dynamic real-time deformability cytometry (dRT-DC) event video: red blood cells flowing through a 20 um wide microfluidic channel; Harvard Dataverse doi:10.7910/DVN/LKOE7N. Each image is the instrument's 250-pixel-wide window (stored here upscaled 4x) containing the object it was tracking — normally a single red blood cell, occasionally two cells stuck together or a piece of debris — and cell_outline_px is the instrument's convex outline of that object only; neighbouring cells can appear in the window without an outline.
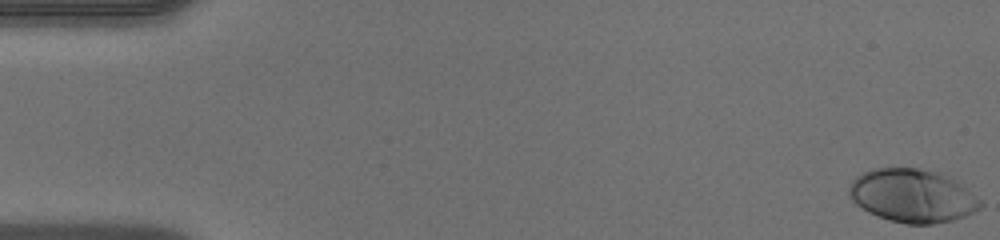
{"species": "human", "species_latin": "Homo sapiens", "temperature_condition": "warm", "stored_images_in_passage": 48, "camera_frame_rate_fps": 3000, "um_per_image_px": 0.085, "donor": {"sex": "male"}, "frame": {"image": 1, "passage_image": 1, "time_ms": 0.0, "image_size_px": [1000, 240], "cell_outline_px": [[984, 204], [980, 208], [964, 216], [952, 220], [932, 224], [908, 224], [888, 220], [868, 212], [856, 204], [848, 196], [848, 188], [852, 180], [856, 176], [864, 172], [876, 168], [916, 168], [932, 172], [956, 180], [980, 200]], "centroid_in_image_um": [77.51, 16.65], "position_along_channel_um": 7.5, "area_um2": 40.4}}
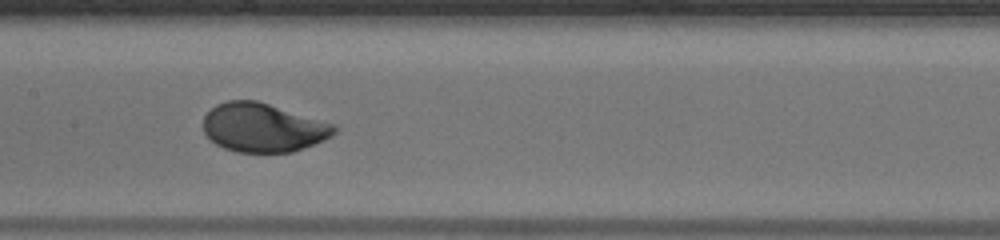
{"frame": {"image": 2, "passage_image": 24, "time_ms": 7.667, "image_size_px": [1000, 240], "cell_outline_px": [[340, 128], [332, 136], [324, 140], [292, 152], [236, 152], [224, 148], [216, 144], [204, 132], [204, 116], [216, 104], [228, 100], [256, 100], [336, 124]], "centroid_in_image_um": [22.39, 10.84], "position_along_channel_um": 185.0, "area_um2": 37.28}}
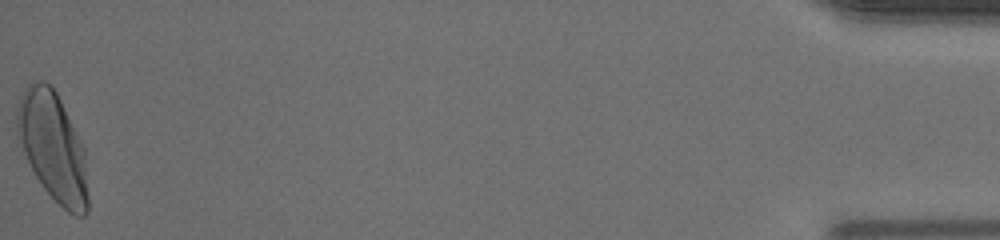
{"frame": {"image": 3, "passage_image": 48, "time_ms": 15.667, "image_size_px": [1000, 240], "cell_outline_px": [[88, 212], [84, 216], [76, 216], [68, 212], [44, 188], [36, 176], [24, 152], [16, 132], [16, 108], [20, 96], [24, 88], [28, 84], [36, 80], [44, 80], [56, 92], [84, 144], [88, 196]], "centroid_in_image_um": [4.5, 12.44], "position_along_channel_um": 430.7, "area_um2": 44.97}}